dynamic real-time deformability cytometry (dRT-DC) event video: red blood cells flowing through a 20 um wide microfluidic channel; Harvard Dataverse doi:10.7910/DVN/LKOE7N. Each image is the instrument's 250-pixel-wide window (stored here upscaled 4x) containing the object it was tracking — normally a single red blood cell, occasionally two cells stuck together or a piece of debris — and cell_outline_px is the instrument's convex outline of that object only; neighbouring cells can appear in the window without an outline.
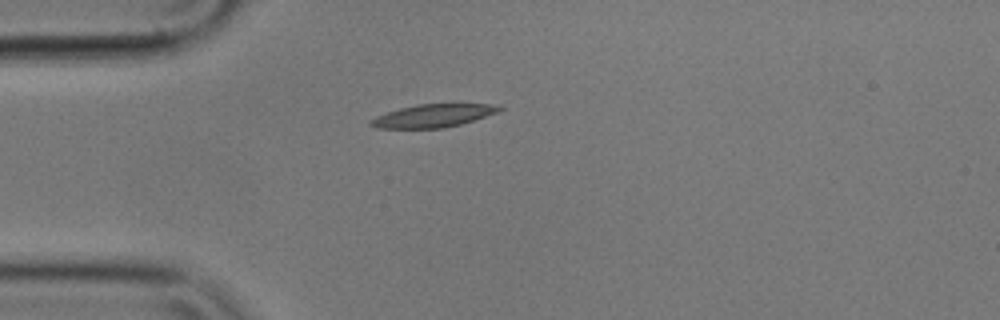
{"species": "common noctule bat (a hibernating species)", "species_latin": "Nyctalus noctula", "temperature_condition": "cold", "stored_images_in_passage": 42, "camera_frame_rate_fps": 3000, "um_per_image_px": 0.085, "animal": {"sex": "male", "body_mass_g": 17.9}, "frame": {"image": 1, "passage_image": 1, "time_ms": 0.0, "image_size_px": [1000, 320], "cell_outline_px": [[504, 108], [500, 112], [460, 124], [444, 128], [376, 128], [368, 124], [376, 116], [400, 108], [420, 104], [488, 104]], "centroid_in_image_um": [36.82, 9.84], "position_along_channel_um": 48.2, "area_um2": 16.99}}
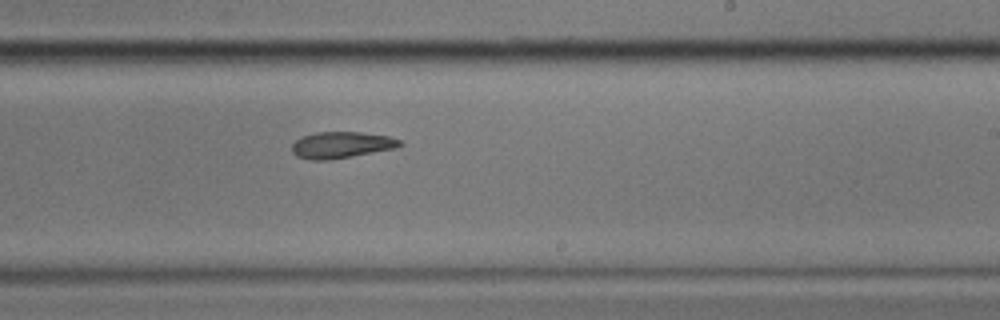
{"frame": {"image": 2, "passage_image": 20, "time_ms": 6.333, "image_size_px": [1000, 320], "cell_outline_px": [[404, 144], [396, 148], [332, 160], [308, 160], [296, 156], [292, 152], [292, 144], [300, 136], [316, 132], [360, 132], [388, 136], [400, 140]], "centroid_in_image_um": [28.99, 12.33], "position_along_channel_um": 260.0, "area_um2": 16.82}}
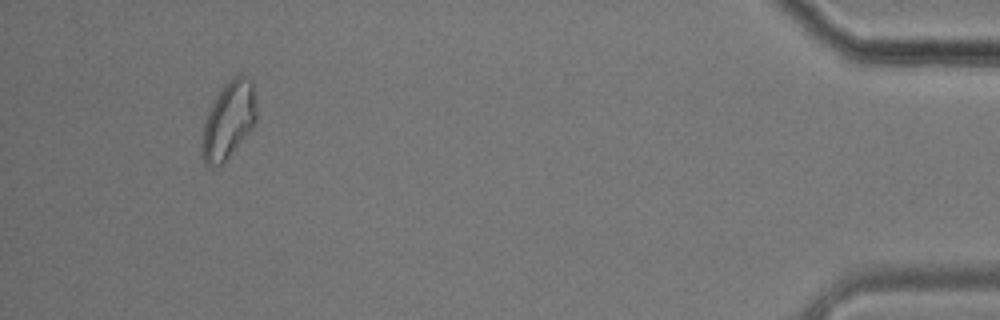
{"frame": {"image": 3, "passage_image": 39, "time_ms": 12.667, "image_size_px": [1000, 320], "cell_outline_px": [[256, 120], [252, 128], [228, 156], [216, 168], [212, 168], [204, 164], [200, 148], [200, 144], [204, 124], [208, 112], [216, 96], [224, 84], [228, 80], [236, 76], [248, 76], [252, 80], [256, 108]], "centroid_in_image_um": [19.4, 10.23], "position_along_channel_um": 415.8, "area_um2": 24.28}, "authors_computed_cell_mechanics": {"area_um2": 17.5134, "velocity_mm_per_s": 3.5362, "shape_relaxation_time_tau1_ms": null, "shape_relaxation_time_tau2_ms": 4.7259, "deformation_change_tau1": null, "deformation_change_tau2": 0.1083}}